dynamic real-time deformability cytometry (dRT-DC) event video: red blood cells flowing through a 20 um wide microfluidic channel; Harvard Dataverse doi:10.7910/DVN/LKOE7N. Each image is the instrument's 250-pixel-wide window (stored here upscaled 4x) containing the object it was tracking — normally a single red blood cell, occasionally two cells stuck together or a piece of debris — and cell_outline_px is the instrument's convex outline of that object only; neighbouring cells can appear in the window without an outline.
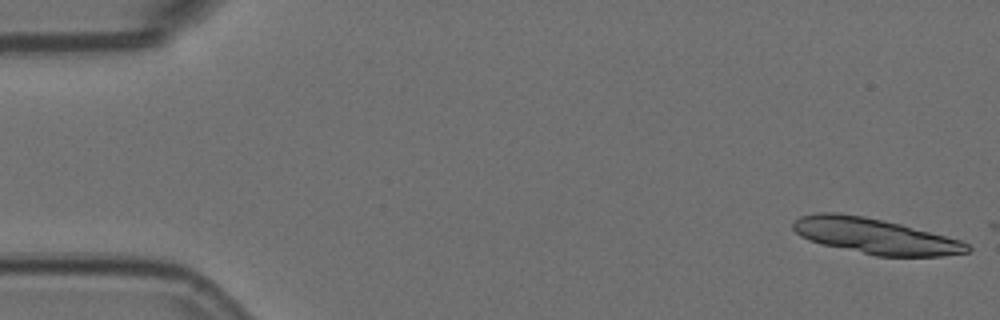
{"species": "Egyptian fruit bat (a non-hibernating species)", "species_latin": "Rousettus aegyptiacus", "temperature_condition": "room temperature", "stored_images_in_passage": 2, "camera_frame_rate_fps": 3000, "um_per_image_px": 0.085, "animal": {"sex": "female"}, "frame": {"image": 1, "passage_image": 1, "time_ms": 0.0, "image_size_px": [1000, 320], "cell_outline_px": [[972, 248], [968, 252], [944, 256], [876, 256], [824, 244], [808, 240], [800, 236], [792, 228], [792, 224], [800, 216], [816, 212], [836, 212], [864, 216], [884, 220], [900, 224], [960, 240], [968, 244]], "centroid_in_image_um": [74.36, 20.06], "position_along_channel_um": 10.6, "area_um2": 35.89}}